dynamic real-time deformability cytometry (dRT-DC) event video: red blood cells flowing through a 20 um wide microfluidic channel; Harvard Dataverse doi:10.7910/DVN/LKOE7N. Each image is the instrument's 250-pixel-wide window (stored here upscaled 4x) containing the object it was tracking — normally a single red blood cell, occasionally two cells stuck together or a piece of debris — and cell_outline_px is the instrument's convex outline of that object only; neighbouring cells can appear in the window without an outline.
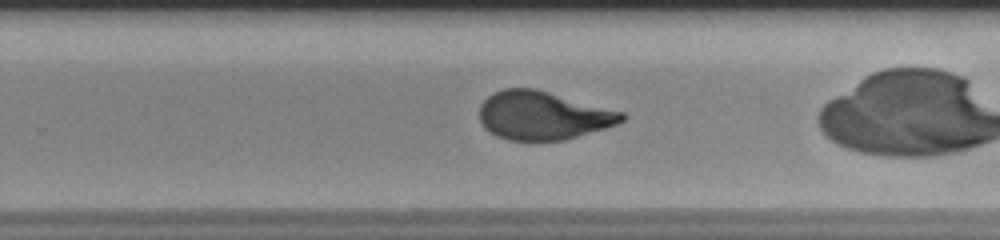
{"species": "human", "species_latin": "Homo sapiens", "temperature_condition": "room temperature", "stored_images_in_passage": 52, "camera_frame_rate_fps": 3000, "um_per_image_px": 0.085, "donor": {"sex": "male"}, "frame": {"image": 1, "passage_image": 34, "time_ms": 11.0, "image_size_px": [1000, 240], "cell_outline_px": [[628, 116], [624, 120], [616, 124], [604, 128], [564, 140], [508, 140], [496, 136], [484, 128], [480, 120], [480, 104], [488, 96], [504, 88], [536, 88], [624, 112]], "centroid_in_image_um": [46.14, 9.81], "position_along_channel_um": 283.7, "area_um2": 40.11}}
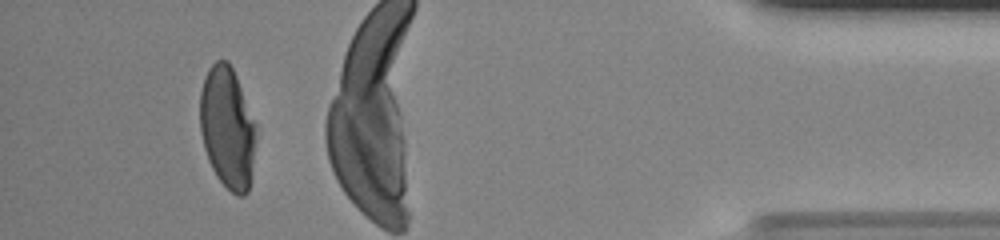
{"frame": {"image": 2, "passage_image": 49, "time_ms": 16.0, "image_size_px": [1000, 240], "cell_outline_px": [[252, 160], [248, 192], [244, 196], [236, 196], [216, 176], [208, 160], [204, 148], [200, 132], [200, 92], [204, 76], [208, 68], [216, 60], [228, 60], [236, 76], [252, 120]], "centroid_in_image_um": [19.24, 10.83], "position_along_channel_um": 416.0, "area_um2": 38.44}, "authors_computed_cell_mechanics": {"area_um2": 41.7605, "velocity_mm_per_s": 3.7565, "shape_relaxation_time_tau1_ms": 9.7589, "shape_relaxation_time_tau2_ms": null, "deformation_change_tau1": 0.3042, "deformation_change_tau2": null}}